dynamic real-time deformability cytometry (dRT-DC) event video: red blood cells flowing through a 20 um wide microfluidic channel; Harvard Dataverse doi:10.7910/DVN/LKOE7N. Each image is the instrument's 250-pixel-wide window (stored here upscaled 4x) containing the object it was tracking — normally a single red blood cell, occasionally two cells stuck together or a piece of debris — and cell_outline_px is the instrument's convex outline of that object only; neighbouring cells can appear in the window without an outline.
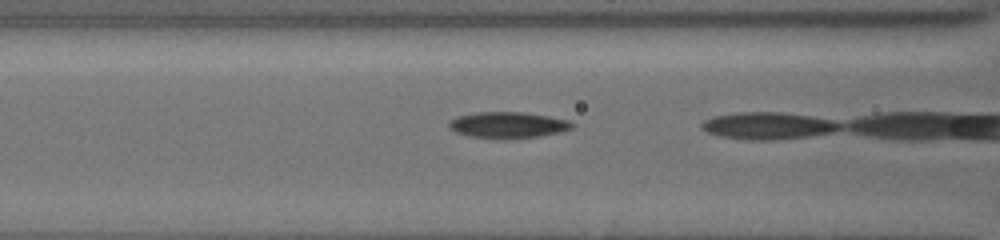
{"species": "common noctule bat (a hibernating species)", "species_latin": "Nyctalus noctula", "temperature_condition": "cold", "stored_images_in_passage": 6, "camera_frame_rate_fps": 3000, "um_per_image_px": 0.085, "animal": {"sex": "female", "body_mass_g": 19.5, "forearm_length_mm": 54.1}, "frame": {"image": 1, "passage_image": 4, "time_ms": 1.0, "image_size_px": [1000, 240], "cell_outline_px": [[572, 128], [556, 132], [536, 136], [472, 136], [456, 132], [448, 124], [456, 116], [476, 112], [524, 112], [548, 116], [568, 120], [572, 124]], "centroid_in_image_um": [43.15, 10.56], "position_along_channel_um": 123.4, "area_um2": 17.57}}